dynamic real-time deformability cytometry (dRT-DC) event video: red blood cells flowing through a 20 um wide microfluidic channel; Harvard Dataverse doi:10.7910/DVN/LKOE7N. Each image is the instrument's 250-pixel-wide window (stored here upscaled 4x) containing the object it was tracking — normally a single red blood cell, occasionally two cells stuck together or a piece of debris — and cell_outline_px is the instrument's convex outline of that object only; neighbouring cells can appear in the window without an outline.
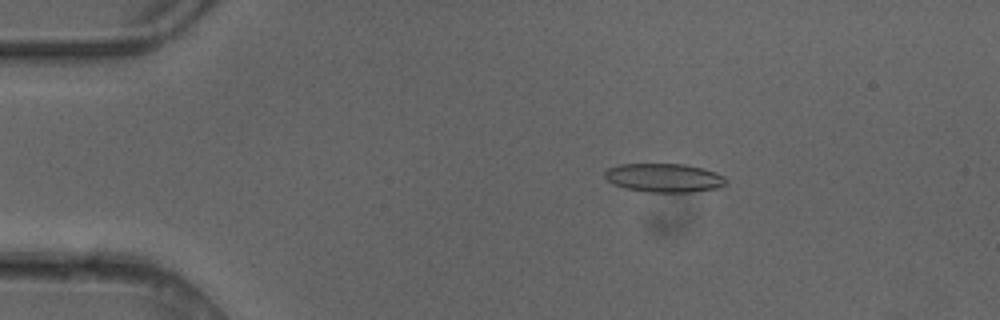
{"species": "common noctule bat (a hibernating species)", "species_latin": "Nyctalus noctula", "temperature_condition": "cold", "stored_images_in_passage": 4, "camera_frame_rate_fps": 3000, "um_per_image_px": 0.085, "animal": {"sex": "female"}, "frame": {"image": 1, "passage_image": 3, "time_ms": 0.667, "image_size_px": [1000, 320], "cell_outline_px": [[728, 184], [716, 188], [692, 192], [648, 192], [624, 188], [612, 184], [604, 176], [604, 172], [608, 168], [620, 164], [684, 164], [704, 168], [716, 172], [724, 176], [728, 180]], "centroid_in_image_um": [56.47, 15.11], "position_along_channel_um": 28.5, "area_um2": 20.52}}